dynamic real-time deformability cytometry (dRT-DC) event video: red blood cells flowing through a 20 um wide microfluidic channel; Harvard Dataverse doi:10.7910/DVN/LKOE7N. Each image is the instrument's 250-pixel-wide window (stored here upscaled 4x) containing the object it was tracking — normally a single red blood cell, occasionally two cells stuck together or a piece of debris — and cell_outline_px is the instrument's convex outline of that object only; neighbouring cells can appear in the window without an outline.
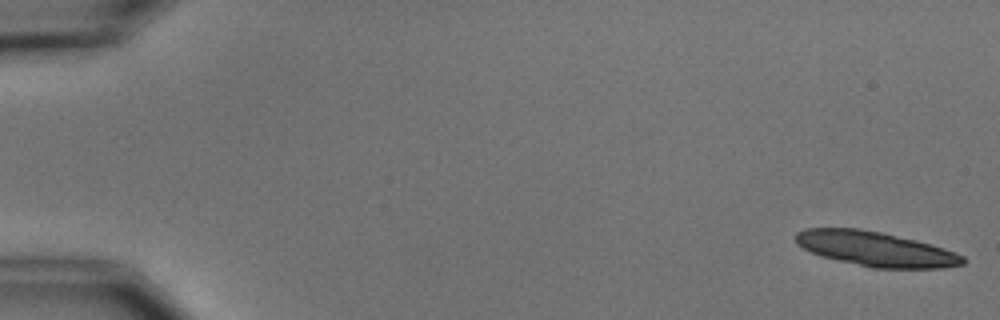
{"species": "common noctule bat (a hibernating species)", "species_latin": "Nyctalus noctula", "temperature_condition": "cold", "stored_images_in_passage": 6, "camera_frame_rate_fps": 3000, "um_per_image_px": 0.085, "animal": {"sex": "male", "body_mass_g": 15.6}, "frame": {"image": 1, "passage_image": 1, "time_ms": 0.0, "image_size_px": [1000, 320], "cell_outline_px": [[964, 264], [940, 268], [872, 268], [820, 256], [796, 244], [792, 236], [796, 232], [804, 228], [860, 228], [880, 232], [916, 240], [944, 248], [964, 256]], "centroid_in_image_um": [74.37, 21.15], "position_along_channel_um": 10.6, "area_um2": 33.81}}
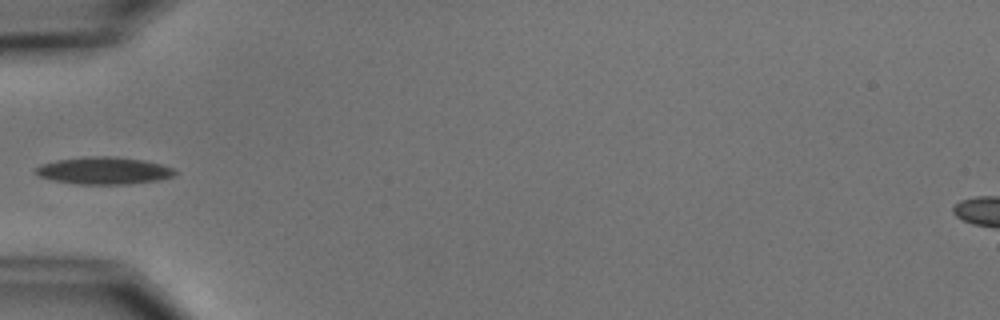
{"frame": {"image": 2, "passage_image": 6, "time_ms": 6.0, "image_size_px": [1000, 320], "cell_outline_px": [[176, 172], [172, 176], [160, 180], [128, 184], [76, 184], [56, 180], [40, 176], [32, 172], [32, 168], [40, 164], [56, 160], [84, 156], [112, 156], [144, 160], [160, 164], [172, 168]], "centroid_in_image_um": [8.77, 14.49], "position_along_channel_um": 76.2, "area_um2": 22.2}}